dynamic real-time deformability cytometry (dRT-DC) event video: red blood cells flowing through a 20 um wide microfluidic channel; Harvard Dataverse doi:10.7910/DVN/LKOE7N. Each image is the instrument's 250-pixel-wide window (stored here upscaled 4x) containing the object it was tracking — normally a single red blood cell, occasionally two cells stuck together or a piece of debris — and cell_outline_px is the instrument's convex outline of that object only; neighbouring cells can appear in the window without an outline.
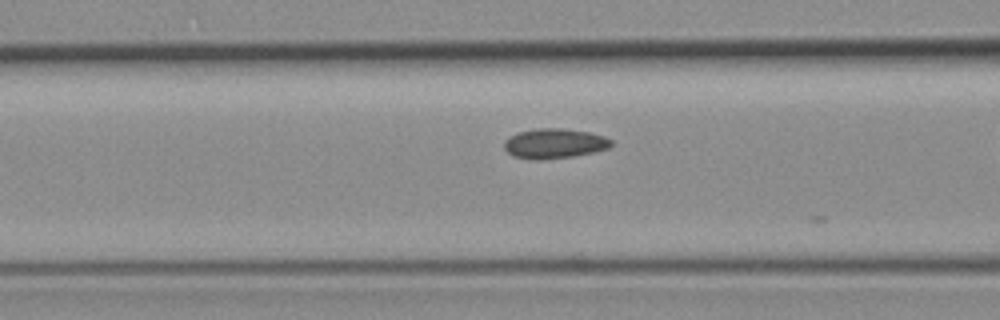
{"species": "common noctule bat (a hibernating species)", "species_latin": "Nyctalus noctula", "temperature_condition": "room temperature", "stored_images_in_passage": 12, "camera_frame_rate_fps": 3000, "um_per_image_px": 0.085, "animal": {"sex": "female", "body_mass_g": 19.3, "forearm_length_mm": 54.1}, "frame": {"image": 1, "passage_image": 11, "time_ms": 3.333, "image_size_px": [1000, 320], "cell_outline_px": [[612, 144], [608, 148], [592, 152], [572, 156], [540, 160], [532, 160], [512, 156], [504, 148], [504, 140], [508, 136], [520, 132], [536, 128], [560, 128], [588, 132], [604, 136], [612, 140]], "centroid_in_image_um": [47.08, 12.2], "position_along_channel_um": 119.5, "area_um2": 18.61}}